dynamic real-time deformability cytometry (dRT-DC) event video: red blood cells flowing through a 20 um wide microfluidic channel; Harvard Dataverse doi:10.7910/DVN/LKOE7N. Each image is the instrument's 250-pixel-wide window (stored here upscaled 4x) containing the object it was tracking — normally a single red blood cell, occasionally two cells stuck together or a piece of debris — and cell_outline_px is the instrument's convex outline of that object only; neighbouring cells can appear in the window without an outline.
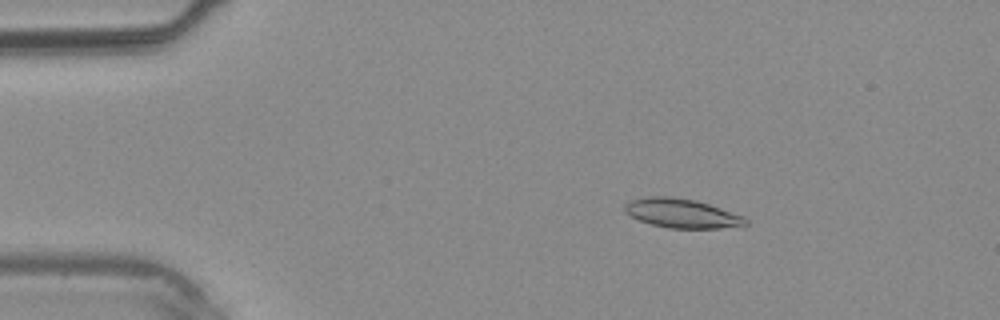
{"species": "common noctule bat (a hibernating species)", "species_latin": "Nyctalus noctula", "temperature_condition": "warm", "stored_images_in_passage": 33, "camera_frame_rate_fps": 3000, "um_per_image_px": 0.085, "animal": {"sex": "male", "body_mass_g": 20.4}, "frame": {"image": 1, "passage_image": 1, "time_ms": 0.0, "image_size_px": [1000, 320], "cell_outline_px": [[748, 224], [744, 228], [668, 228], [652, 224], [640, 220], [624, 212], [624, 204], [632, 200], [648, 196], [668, 196], [696, 200], [744, 216], [748, 220]], "centroid_in_image_um": [58.02, 18.14], "position_along_channel_um": 27.0, "area_um2": 20.69}}
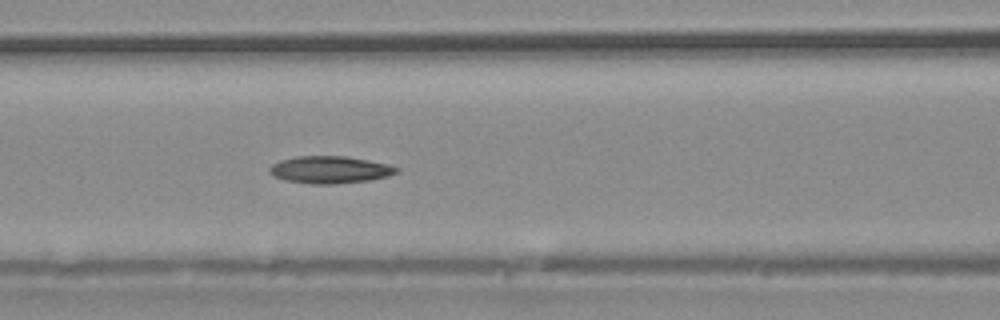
{"frame": {"image": 2, "passage_image": 11, "time_ms": 3.333, "image_size_px": [1000, 320], "cell_outline_px": [[400, 168], [396, 172], [388, 176], [368, 180], [332, 184], [312, 184], [288, 180], [272, 176], [268, 172], [268, 168], [272, 164], [280, 160], [296, 156], [344, 156], [368, 160], [388, 164]], "centroid_in_image_um": [28.01, 14.42], "position_along_channel_um": 138.6, "area_um2": 20.06}}
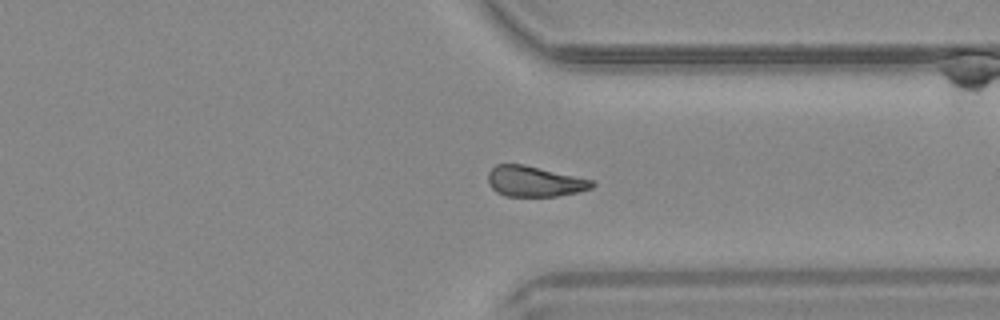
{"frame": {"image": 3, "passage_image": 24, "time_ms": 7.667, "image_size_px": [1000, 320], "cell_outline_px": [[596, 184], [592, 188], [576, 192], [556, 196], [504, 196], [496, 192], [488, 184], [488, 172], [496, 164], [524, 164], [596, 180]], "centroid_in_image_um": [45.45, 15.41], "position_along_channel_um": 366.0, "area_um2": 18.73}}